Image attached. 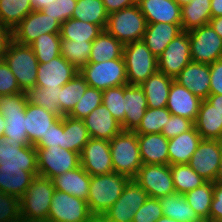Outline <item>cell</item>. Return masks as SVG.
Segmentation results:
<instances>
[{
  "label": "cell",
  "instance_id": "obj_1",
  "mask_svg": "<svg viewBox=\"0 0 222 222\" xmlns=\"http://www.w3.org/2000/svg\"><path fill=\"white\" fill-rule=\"evenodd\" d=\"M55 192L52 180L36 175L20 198L21 220L23 222H47L51 199Z\"/></svg>",
  "mask_w": 222,
  "mask_h": 222
},
{
  "label": "cell",
  "instance_id": "obj_2",
  "mask_svg": "<svg viewBox=\"0 0 222 222\" xmlns=\"http://www.w3.org/2000/svg\"><path fill=\"white\" fill-rule=\"evenodd\" d=\"M125 175L116 172L91 176L87 203L94 216H102L121 196L127 182Z\"/></svg>",
  "mask_w": 222,
  "mask_h": 222
},
{
  "label": "cell",
  "instance_id": "obj_3",
  "mask_svg": "<svg viewBox=\"0 0 222 222\" xmlns=\"http://www.w3.org/2000/svg\"><path fill=\"white\" fill-rule=\"evenodd\" d=\"M113 171L134 179L142 166L138 134L122 130L110 141Z\"/></svg>",
  "mask_w": 222,
  "mask_h": 222
},
{
  "label": "cell",
  "instance_id": "obj_4",
  "mask_svg": "<svg viewBox=\"0 0 222 222\" xmlns=\"http://www.w3.org/2000/svg\"><path fill=\"white\" fill-rule=\"evenodd\" d=\"M27 103L25 92L0 96V114L6 123L3 137L11 145L16 142L23 146L31 145L25 128Z\"/></svg>",
  "mask_w": 222,
  "mask_h": 222
},
{
  "label": "cell",
  "instance_id": "obj_5",
  "mask_svg": "<svg viewBox=\"0 0 222 222\" xmlns=\"http://www.w3.org/2000/svg\"><path fill=\"white\" fill-rule=\"evenodd\" d=\"M147 22L138 4L108 15L105 30L123 45L143 40Z\"/></svg>",
  "mask_w": 222,
  "mask_h": 222
},
{
  "label": "cell",
  "instance_id": "obj_6",
  "mask_svg": "<svg viewBox=\"0 0 222 222\" xmlns=\"http://www.w3.org/2000/svg\"><path fill=\"white\" fill-rule=\"evenodd\" d=\"M3 60L13 72L23 92L36 86L39 62L31 46L12 40Z\"/></svg>",
  "mask_w": 222,
  "mask_h": 222
},
{
  "label": "cell",
  "instance_id": "obj_7",
  "mask_svg": "<svg viewBox=\"0 0 222 222\" xmlns=\"http://www.w3.org/2000/svg\"><path fill=\"white\" fill-rule=\"evenodd\" d=\"M123 58L126 66L128 85H141L149 76L158 71V60L143 40L124 45Z\"/></svg>",
  "mask_w": 222,
  "mask_h": 222
},
{
  "label": "cell",
  "instance_id": "obj_8",
  "mask_svg": "<svg viewBox=\"0 0 222 222\" xmlns=\"http://www.w3.org/2000/svg\"><path fill=\"white\" fill-rule=\"evenodd\" d=\"M79 74L89 87L102 91L128 84L124 58L99 63L88 62L79 70Z\"/></svg>",
  "mask_w": 222,
  "mask_h": 222
},
{
  "label": "cell",
  "instance_id": "obj_9",
  "mask_svg": "<svg viewBox=\"0 0 222 222\" xmlns=\"http://www.w3.org/2000/svg\"><path fill=\"white\" fill-rule=\"evenodd\" d=\"M148 197L146 190L130 179L118 200L101 217L106 222H132L135 213Z\"/></svg>",
  "mask_w": 222,
  "mask_h": 222
},
{
  "label": "cell",
  "instance_id": "obj_10",
  "mask_svg": "<svg viewBox=\"0 0 222 222\" xmlns=\"http://www.w3.org/2000/svg\"><path fill=\"white\" fill-rule=\"evenodd\" d=\"M38 175L52 179L81 165L80 154L58 147L36 148Z\"/></svg>",
  "mask_w": 222,
  "mask_h": 222
},
{
  "label": "cell",
  "instance_id": "obj_11",
  "mask_svg": "<svg viewBox=\"0 0 222 222\" xmlns=\"http://www.w3.org/2000/svg\"><path fill=\"white\" fill-rule=\"evenodd\" d=\"M191 60L197 63L211 64L222 58V38L210 24L188 31Z\"/></svg>",
  "mask_w": 222,
  "mask_h": 222
},
{
  "label": "cell",
  "instance_id": "obj_12",
  "mask_svg": "<svg viewBox=\"0 0 222 222\" xmlns=\"http://www.w3.org/2000/svg\"><path fill=\"white\" fill-rule=\"evenodd\" d=\"M93 216L87 201L55 190L47 222H87Z\"/></svg>",
  "mask_w": 222,
  "mask_h": 222
},
{
  "label": "cell",
  "instance_id": "obj_13",
  "mask_svg": "<svg viewBox=\"0 0 222 222\" xmlns=\"http://www.w3.org/2000/svg\"><path fill=\"white\" fill-rule=\"evenodd\" d=\"M134 180L151 198L160 199L176 193L169 164H142Z\"/></svg>",
  "mask_w": 222,
  "mask_h": 222
},
{
  "label": "cell",
  "instance_id": "obj_14",
  "mask_svg": "<svg viewBox=\"0 0 222 222\" xmlns=\"http://www.w3.org/2000/svg\"><path fill=\"white\" fill-rule=\"evenodd\" d=\"M61 23L41 10L30 12L12 29L13 40L23 45H31L38 36L47 33H60Z\"/></svg>",
  "mask_w": 222,
  "mask_h": 222
},
{
  "label": "cell",
  "instance_id": "obj_15",
  "mask_svg": "<svg viewBox=\"0 0 222 222\" xmlns=\"http://www.w3.org/2000/svg\"><path fill=\"white\" fill-rule=\"evenodd\" d=\"M157 60L158 71L174 79L192 61L188 31L178 34Z\"/></svg>",
  "mask_w": 222,
  "mask_h": 222
},
{
  "label": "cell",
  "instance_id": "obj_16",
  "mask_svg": "<svg viewBox=\"0 0 222 222\" xmlns=\"http://www.w3.org/2000/svg\"><path fill=\"white\" fill-rule=\"evenodd\" d=\"M81 167L91 176L113 173L110 142L90 138L80 153Z\"/></svg>",
  "mask_w": 222,
  "mask_h": 222
},
{
  "label": "cell",
  "instance_id": "obj_17",
  "mask_svg": "<svg viewBox=\"0 0 222 222\" xmlns=\"http://www.w3.org/2000/svg\"><path fill=\"white\" fill-rule=\"evenodd\" d=\"M222 155V140L202 139L188 165L206 181L215 182Z\"/></svg>",
  "mask_w": 222,
  "mask_h": 222
},
{
  "label": "cell",
  "instance_id": "obj_18",
  "mask_svg": "<svg viewBox=\"0 0 222 222\" xmlns=\"http://www.w3.org/2000/svg\"><path fill=\"white\" fill-rule=\"evenodd\" d=\"M79 70L61 55L47 63H39L36 87L44 89L61 88L70 81Z\"/></svg>",
  "mask_w": 222,
  "mask_h": 222
},
{
  "label": "cell",
  "instance_id": "obj_19",
  "mask_svg": "<svg viewBox=\"0 0 222 222\" xmlns=\"http://www.w3.org/2000/svg\"><path fill=\"white\" fill-rule=\"evenodd\" d=\"M0 165L2 167L21 168L28 172H38L35 146H23L17 142L11 145L4 137H0Z\"/></svg>",
  "mask_w": 222,
  "mask_h": 222
},
{
  "label": "cell",
  "instance_id": "obj_20",
  "mask_svg": "<svg viewBox=\"0 0 222 222\" xmlns=\"http://www.w3.org/2000/svg\"><path fill=\"white\" fill-rule=\"evenodd\" d=\"M201 102L200 97L173 80L166 104V108L171 114L195 122Z\"/></svg>",
  "mask_w": 222,
  "mask_h": 222
},
{
  "label": "cell",
  "instance_id": "obj_21",
  "mask_svg": "<svg viewBox=\"0 0 222 222\" xmlns=\"http://www.w3.org/2000/svg\"><path fill=\"white\" fill-rule=\"evenodd\" d=\"M174 81L190 90L202 100L206 99L210 91L209 64L191 61L174 78Z\"/></svg>",
  "mask_w": 222,
  "mask_h": 222
},
{
  "label": "cell",
  "instance_id": "obj_22",
  "mask_svg": "<svg viewBox=\"0 0 222 222\" xmlns=\"http://www.w3.org/2000/svg\"><path fill=\"white\" fill-rule=\"evenodd\" d=\"M147 23L181 24V6L175 0H139Z\"/></svg>",
  "mask_w": 222,
  "mask_h": 222
},
{
  "label": "cell",
  "instance_id": "obj_23",
  "mask_svg": "<svg viewBox=\"0 0 222 222\" xmlns=\"http://www.w3.org/2000/svg\"><path fill=\"white\" fill-rule=\"evenodd\" d=\"M83 121L90 137L95 139L110 141L123 130L121 124L103 104L94 109Z\"/></svg>",
  "mask_w": 222,
  "mask_h": 222
},
{
  "label": "cell",
  "instance_id": "obj_24",
  "mask_svg": "<svg viewBox=\"0 0 222 222\" xmlns=\"http://www.w3.org/2000/svg\"><path fill=\"white\" fill-rule=\"evenodd\" d=\"M148 108L146 96L139 85H124L125 120L121 127L126 131H134L140 124Z\"/></svg>",
  "mask_w": 222,
  "mask_h": 222
},
{
  "label": "cell",
  "instance_id": "obj_25",
  "mask_svg": "<svg viewBox=\"0 0 222 222\" xmlns=\"http://www.w3.org/2000/svg\"><path fill=\"white\" fill-rule=\"evenodd\" d=\"M58 118L57 115L48 112L41 106L27 103L25 107V128L30 144L35 146Z\"/></svg>",
  "mask_w": 222,
  "mask_h": 222
},
{
  "label": "cell",
  "instance_id": "obj_26",
  "mask_svg": "<svg viewBox=\"0 0 222 222\" xmlns=\"http://www.w3.org/2000/svg\"><path fill=\"white\" fill-rule=\"evenodd\" d=\"M142 164H169L168 138L162 133L138 134Z\"/></svg>",
  "mask_w": 222,
  "mask_h": 222
},
{
  "label": "cell",
  "instance_id": "obj_27",
  "mask_svg": "<svg viewBox=\"0 0 222 222\" xmlns=\"http://www.w3.org/2000/svg\"><path fill=\"white\" fill-rule=\"evenodd\" d=\"M51 180L55 190L63 191L87 201L91 175L87 173L81 165L73 170L53 177Z\"/></svg>",
  "mask_w": 222,
  "mask_h": 222
},
{
  "label": "cell",
  "instance_id": "obj_28",
  "mask_svg": "<svg viewBox=\"0 0 222 222\" xmlns=\"http://www.w3.org/2000/svg\"><path fill=\"white\" fill-rule=\"evenodd\" d=\"M201 140V135L194 126L189 131L168 139L169 165L188 164Z\"/></svg>",
  "mask_w": 222,
  "mask_h": 222
},
{
  "label": "cell",
  "instance_id": "obj_29",
  "mask_svg": "<svg viewBox=\"0 0 222 222\" xmlns=\"http://www.w3.org/2000/svg\"><path fill=\"white\" fill-rule=\"evenodd\" d=\"M181 32V24L147 23L143 41L151 53L158 57Z\"/></svg>",
  "mask_w": 222,
  "mask_h": 222
},
{
  "label": "cell",
  "instance_id": "obj_30",
  "mask_svg": "<svg viewBox=\"0 0 222 222\" xmlns=\"http://www.w3.org/2000/svg\"><path fill=\"white\" fill-rule=\"evenodd\" d=\"M202 139L222 140V115L206 99H203L194 122Z\"/></svg>",
  "mask_w": 222,
  "mask_h": 222
},
{
  "label": "cell",
  "instance_id": "obj_31",
  "mask_svg": "<svg viewBox=\"0 0 222 222\" xmlns=\"http://www.w3.org/2000/svg\"><path fill=\"white\" fill-rule=\"evenodd\" d=\"M173 80V78L157 71L140 85L146 96L148 108L166 107Z\"/></svg>",
  "mask_w": 222,
  "mask_h": 222
},
{
  "label": "cell",
  "instance_id": "obj_32",
  "mask_svg": "<svg viewBox=\"0 0 222 222\" xmlns=\"http://www.w3.org/2000/svg\"><path fill=\"white\" fill-rule=\"evenodd\" d=\"M38 172L0 165V191L21 198Z\"/></svg>",
  "mask_w": 222,
  "mask_h": 222
},
{
  "label": "cell",
  "instance_id": "obj_33",
  "mask_svg": "<svg viewBox=\"0 0 222 222\" xmlns=\"http://www.w3.org/2000/svg\"><path fill=\"white\" fill-rule=\"evenodd\" d=\"M124 45L114 36L103 30L92 41L89 62L99 63L123 58Z\"/></svg>",
  "mask_w": 222,
  "mask_h": 222
},
{
  "label": "cell",
  "instance_id": "obj_34",
  "mask_svg": "<svg viewBox=\"0 0 222 222\" xmlns=\"http://www.w3.org/2000/svg\"><path fill=\"white\" fill-rule=\"evenodd\" d=\"M211 18V0H192L181 7L182 31L209 24Z\"/></svg>",
  "mask_w": 222,
  "mask_h": 222
},
{
  "label": "cell",
  "instance_id": "obj_35",
  "mask_svg": "<svg viewBox=\"0 0 222 222\" xmlns=\"http://www.w3.org/2000/svg\"><path fill=\"white\" fill-rule=\"evenodd\" d=\"M163 214L183 222H204L190 207L183 194L174 193L159 199Z\"/></svg>",
  "mask_w": 222,
  "mask_h": 222
},
{
  "label": "cell",
  "instance_id": "obj_36",
  "mask_svg": "<svg viewBox=\"0 0 222 222\" xmlns=\"http://www.w3.org/2000/svg\"><path fill=\"white\" fill-rule=\"evenodd\" d=\"M90 135L83 120L64 115L63 148L78 154L90 140Z\"/></svg>",
  "mask_w": 222,
  "mask_h": 222
},
{
  "label": "cell",
  "instance_id": "obj_37",
  "mask_svg": "<svg viewBox=\"0 0 222 222\" xmlns=\"http://www.w3.org/2000/svg\"><path fill=\"white\" fill-rule=\"evenodd\" d=\"M102 31L99 25L70 18L61 24L60 37L75 42L93 41Z\"/></svg>",
  "mask_w": 222,
  "mask_h": 222
},
{
  "label": "cell",
  "instance_id": "obj_38",
  "mask_svg": "<svg viewBox=\"0 0 222 222\" xmlns=\"http://www.w3.org/2000/svg\"><path fill=\"white\" fill-rule=\"evenodd\" d=\"M108 15L102 0H77L72 18L99 25L105 30Z\"/></svg>",
  "mask_w": 222,
  "mask_h": 222
},
{
  "label": "cell",
  "instance_id": "obj_39",
  "mask_svg": "<svg viewBox=\"0 0 222 222\" xmlns=\"http://www.w3.org/2000/svg\"><path fill=\"white\" fill-rule=\"evenodd\" d=\"M89 87L79 72L61 87L59 108L64 115H68Z\"/></svg>",
  "mask_w": 222,
  "mask_h": 222
},
{
  "label": "cell",
  "instance_id": "obj_40",
  "mask_svg": "<svg viewBox=\"0 0 222 222\" xmlns=\"http://www.w3.org/2000/svg\"><path fill=\"white\" fill-rule=\"evenodd\" d=\"M214 182L206 181L201 186L184 194L187 203L204 222H209V211L213 199Z\"/></svg>",
  "mask_w": 222,
  "mask_h": 222
},
{
  "label": "cell",
  "instance_id": "obj_41",
  "mask_svg": "<svg viewBox=\"0 0 222 222\" xmlns=\"http://www.w3.org/2000/svg\"><path fill=\"white\" fill-rule=\"evenodd\" d=\"M33 10L30 0H0V24L13 29Z\"/></svg>",
  "mask_w": 222,
  "mask_h": 222
},
{
  "label": "cell",
  "instance_id": "obj_42",
  "mask_svg": "<svg viewBox=\"0 0 222 222\" xmlns=\"http://www.w3.org/2000/svg\"><path fill=\"white\" fill-rule=\"evenodd\" d=\"M172 180L176 193L185 194L206 182L188 164L170 165Z\"/></svg>",
  "mask_w": 222,
  "mask_h": 222
},
{
  "label": "cell",
  "instance_id": "obj_43",
  "mask_svg": "<svg viewBox=\"0 0 222 222\" xmlns=\"http://www.w3.org/2000/svg\"><path fill=\"white\" fill-rule=\"evenodd\" d=\"M30 46L38 62L47 63L61 55L60 33L42 34Z\"/></svg>",
  "mask_w": 222,
  "mask_h": 222
},
{
  "label": "cell",
  "instance_id": "obj_44",
  "mask_svg": "<svg viewBox=\"0 0 222 222\" xmlns=\"http://www.w3.org/2000/svg\"><path fill=\"white\" fill-rule=\"evenodd\" d=\"M91 48L92 41L75 42L61 39V56L78 70L88 64Z\"/></svg>",
  "mask_w": 222,
  "mask_h": 222
},
{
  "label": "cell",
  "instance_id": "obj_45",
  "mask_svg": "<svg viewBox=\"0 0 222 222\" xmlns=\"http://www.w3.org/2000/svg\"><path fill=\"white\" fill-rule=\"evenodd\" d=\"M61 88L57 89H44L33 87L28 89L25 94L27 102L43 107L48 112H51L58 117H63L64 114L59 108V95Z\"/></svg>",
  "mask_w": 222,
  "mask_h": 222
},
{
  "label": "cell",
  "instance_id": "obj_46",
  "mask_svg": "<svg viewBox=\"0 0 222 222\" xmlns=\"http://www.w3.org/2000/svg\"><path fill=\"white\" fill-rule=\"evenodd\" d=\"M170 116L171 113L166 107L147 108L139 126L134 132L137 134L161 133L167 120H170Z\"/></svg>",
  "mask_w": 222,
  "mask_h": 222
},
{
  "label": "cell",
  "instance_id": "obj_47",
  "mask_svg": "<svg viewBox=\"0 0 222 222\" xmlns=\"http://www.w3.org/2000/svg\"><path fill=\"white\" fill-rule=\"evenodd\" d=\"M102 97V90L88 87L68 116L84 120L94 109L102 104Z\"/></svg>",
  "mask_w": 222,
  "mask_h": 222
},
{
  "label": "cell",
  "instance_id": "obj_48",
  "mask_svg": "<svg viewBox=\"0 0 222 222\" xmlns=\"http://www.w3.org/2000/svg\"><path fill=\"white\" fill-rule=\"evenodd\" d=\"M102 104L106 106L112 116L121 124L125 120L124 85L103 90Z\"/></svg>",
  "mask_w": 222,
  "mask_h": 222
},
{
  "label": "cell",
  "instance_id": "obj_49",
  "mask_svg": "<svg viewBox=\"0 0 222 222\" xmlns=\"http://www.w3.org/2000/svg\"><path fill=\"white\" fill-rule=\"evenodd\" d=\"M20 198L0 191V222H21Z\"/></svg>",
  "mask_w": 222,
  "mask_h": 222
},
{
  "label": "cell",
  "instance_id": "obj_50",
  "mask_svg": "<svg viewBox=\"0 0 222 222\" xmlns=\"http://www.w3.org/2000/svg\"><path fill=\"white\" fill-rule=\"evenodd\" d=\"M76 3L77 0H56L42 8L41 11L62 24L72 18Z\"/></svg>",
  "mask_w": 222,
  "mask_h": 222
},
{
  "label": "cell",
  "instance_id": "obj_51",
  "mask_svg": "<svg viewBox=\"0 0 222 222\" xmlns=\"http://www.w3.org/2000/svg\"><path fill=\"white\" fill-rule=\"evenodd\" d=\"M163 215L159 199L148 197L146 202L135 213L132 222H155Z\"/></svg>",
  "mask_w": 222,
  "mask_h": 222
},
{
  "label": "cell",
  "instance_id": "obj_52",
  "mask_svg": "<svg viewBox=\"0 0 222 222\" xmlns=\"http://www.w3.org/2000/svg\"><path fill=\"white\" fill-rule=\"evenodd\" d=\"M63 133H64V116L59 117L51 124L49 131L35 145V148L58 147L63 148Z\"/></svg>",
  "mask_w": 222,
  "mask_h": 222
},
{
  "label": "cell",
  "instance_id": "obj_53",
  "mask_svg": "<svg viewBox=\"0 0 222 222\" xmlns=\"http://www.w3.org/2000/svg\"><path fill=\"white\" fill-rule=\"evenodd\" d=\"M23 92L13 72L4 60H0V96Z\"/></svg>",
  "mask_w": 222,
  "mask_h": 222
},
{
  "label": "cell",
  "instance_id": "obj_54",
  "mask_svg": "<svg viewBox=\"0 0 222 222\" xmlns=\"http://www.w3.org/2000/svg\"><path fill=\"white\" fill-rule=\"evenodd\" d=\"M193 126L194 122L192 120L171 114L170 120H167L161 133L166 138L171 139L183 132L189 131Z\"/></svg>",
  "mask_w": 222,
  "mask_h": 222
},
{
  "label": "cell",
  "instance_id": "obj_55",
  "mask_svg": "<svg viewBox=\"0 0 222 222\" xmlns=\"http://www.w3.org/2000/svg\"><path fill=\"white\" fill-rule=\"evenodd\" d=\"M209 222H222V183L214 182L213 199L209 211Z\"/></svg>",
  "mask_w": 222,
  "mask_h": 222
},
{
  "label": "cell",
  "instance_id": "obj_56",
  "mask_svg": "<svg viewBox=\"0 0 222 222\" xmlns=\"http://www.w3.org/2000/svg\"><path fill=\"white\" fill-rule=\"evenodd\" d=\"M210 91L209 94L222 95V58L209 65Z\"/></svg>",
  "mask_w": 222,
  "mask_h": 222
},
{
  "label": "cell",
  "instance_id": "obj_57",
  "mask_svg": "<svg viewBox=\"0 0 222 222\" xmlns=\"http://www.w3.org/2000/svg\"><path fill=\"white\" fill-rule=\"evenodd\" d=\"M108 14L137 4L136 0H102Z\"/></svg>",
  "mask_w": 222,
  "mask_h": 222
},
{
  "label": "cell",
  "instance_id": "obj_58",
  "mask_svg": "<svg viewBox=\"0 0 222 222\" xmlns=\"http://www.w3.org/2000/svg\"><path fill=\"white\" fill-rule=\"evenodd\" d=\"M12 40V29L0 24V60H3Z\"/></svg>",
  "mask_w": 222,
  "mask_h": 222
},
{
  "label": "cell",
  "instance_id": "obj_59",
  "mask_svg": "<svg viewBox=\"0 0 222 222\" xmlns=\"http://www.w3.org/2000/svg\"><path fill=\"white\" fill-rule=\"evenodd\" d=\"M206 100L222 115V95L209 94Z\"/></svg>",
  "mask_w": 222,
  "mask_h": 222
},
{
  "label": "cell",
  "instance_id": "obj_60",
  "mask_svg": "<svg viewBox=\"0 0 222 222\" xmlns=\"http://www.w3.org/2000/svg\"><path fill=\"white\" fill-rule=\"evenodd\" d=\"M211 16L212 18L222 16V0H211Z\"/></svg>",
  "mask_w": 222,
  "mask_h": 222
},
{
  "label": "cell",
  "instance_id": "obj_61",
  "mask_svg": "<svg viewBox=\"0 0 222 222\" xmlns=\"http://www.w3.org/2000/svg\"><path fill=\"white\" fill-rule=\"evenodd\" d=\"M209 24L213 30L222 38V16L211 18Z\"/></svg>",
  "mask_w": 222,
  "mask_h": 222
},
{
  "label": "cell",
  "instance_id": "obj_62",
  "mask_svg": "<svg viewBox=\"0 0 222 222\" xmlns=\"http://www.w3.org/2000/svg\"><path fill=\"white\" fill-rule=\"evenodd\" d=\"M56 0H30L32 7L34 10H41L45 6H47L49 3H52Z\"/></svg>",
  "mask_w": 222,
  "mask_h": 222
},
{
  "label": "cell",
  "instance_id": "obj_63",
  "mask_svg": "<svg viewBox=\"0 0 222 222\" xmlns=\"http://www.w3.org/2000/svg\"><path fill=\"white\" fill-rule=\"evenodd\" d=\"M215 182L222 183V155H221V159L219 161V168H218V172L216 174V181Z\"/></svg>",
  "mask_w": 222,
  "mask_h": 222
},
{
  "label": "cell",
  "instance_id": "obj_64",
  "mask_svg": "<svg viewBox=\"0 0 222 222\" xmlns=\"http://www.w3.org/2000/svg\"><path fill=\"white\" fill-rule=\"evenodd\" d=\"M5 127H6L5 120L3 116L0 114V137H3Z\"/></svg>",
  "mask_w": 222,
  "mask_h": 222
},
{
  "label": "cell",
  "instance_id": "obj_65",
  "mask_svg": "<svg viewBox=\"0 0 222 222\" xmlns=\"http://www.w3.org/2000/svg\"><path fill=\"white\" fill-rule=\"evenodd\" d=\"M155 222H183V221H176L174 219L168 218L167 216H162L160 217L158 220H156Z\"/></svg>",
  "mask_w": 222,
  "mask_h": 222
},
{
  "label": "cell",
  "instance_id": "obj_66",
  "mask_svg": "<svg viewBox=\"0 0 222 222\" xmlns=\"http://www.w3.org/2000/svg\"><path fill=\"white\" fill-rule=\"evenodd\" d=\"M87 222H106L101 216H93Z\"/></svg>",
  "mask_w": 222,
  "mask_h": 222
},
{
  "label": "cell",
  "instance_id": "obj_67",
  "mask_svg": "<svg viewBox=\"0 0 222 222\" xmlns=\"http://www.w3.org/2000/svg\"><path fill=\"white\" fill-rule=\"evenodd\" d=\"M181 7L188 4L192 0H175Z\"/></svg>",
  "mask_w": 222,
  "mask_h": 222
}]
</instances>
